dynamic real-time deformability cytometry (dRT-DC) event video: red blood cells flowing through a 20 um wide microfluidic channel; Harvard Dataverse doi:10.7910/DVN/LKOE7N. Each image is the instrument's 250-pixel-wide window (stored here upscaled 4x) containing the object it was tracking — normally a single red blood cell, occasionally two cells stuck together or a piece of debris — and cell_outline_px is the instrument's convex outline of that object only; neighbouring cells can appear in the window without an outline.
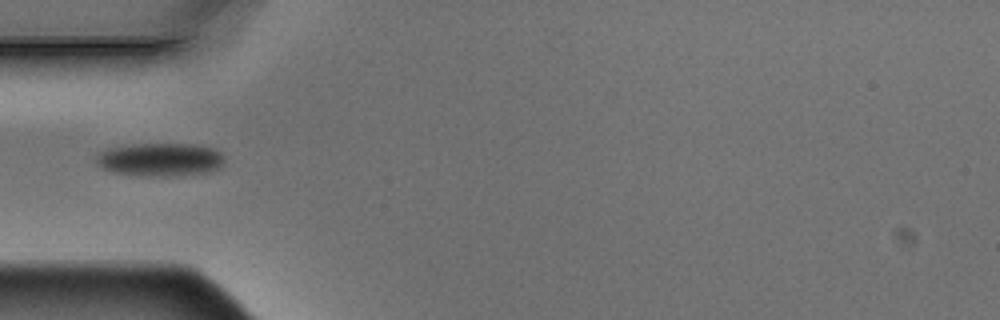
{"species": "Egyptian fruit bat (a non-hibernating species)", "species_latin": "Rousettus aegyptiacus", "temperature_condition": "warm", "stored_images_in_passage": 2, "camera_frame_rate_fps": 3000, "um_per_image_px": 0.085, "animal": {"sex": "male"}, "frame": {"image": 1, "passage_image": 1, "time_ms": 0.0, "image_size_px": [1000, 320], "cell_outline_px": [[224, 164], [220, 168], [208, 172], [184, 176], [136, 176], [112, 172], [100, 168], [96, 164], [96, 156], [100, 152], [108, 148], [136, 144], [192, 144], [212, 148], [220, 152], [224, 156]], "centroid_in_image_um": [13.61, 13.58], "position_along_channel_um": 71.4, "area_um2": 25.32}}
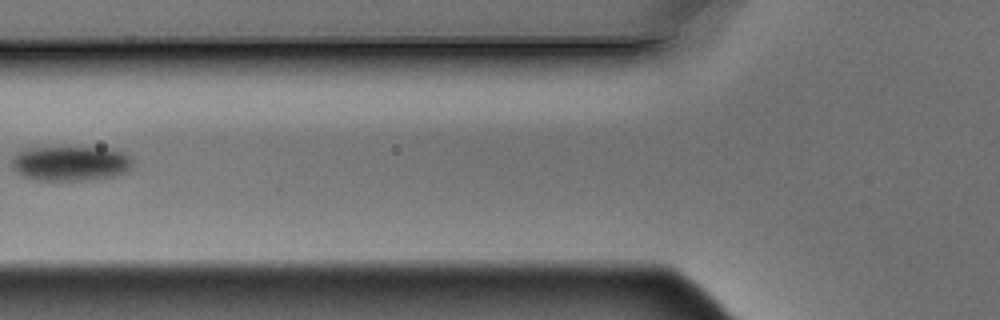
{"frame": {"image": 2, "passage_image": 2, "time_ms": 0.333, "image_size_px": [1000, 320], "cell_outline_px": [[132, 164], [128, 172], [112, 176], [88, 180], [36, 180], [20, 176], [12, 168], [12, 160], [20, 152], [28, 148], [100, 148], [124, 152], [132, 160]], "centroid_in_image_um": [5.99, 13.91], "position_along_channel_um": 119.8, "area_um2": 24.28}}